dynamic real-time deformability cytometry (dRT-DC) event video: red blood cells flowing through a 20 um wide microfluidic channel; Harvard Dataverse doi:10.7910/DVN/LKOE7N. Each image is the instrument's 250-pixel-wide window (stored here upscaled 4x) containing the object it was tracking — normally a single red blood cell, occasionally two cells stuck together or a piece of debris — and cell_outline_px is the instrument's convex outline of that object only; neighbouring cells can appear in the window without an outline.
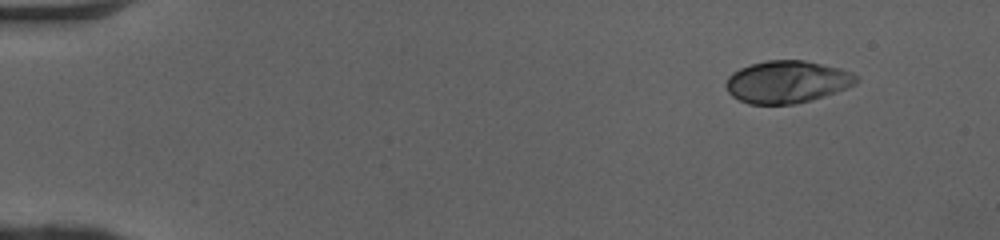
{"species": "human", "species_latin": "Homo sapiens", "temperature_condition": "cold", "stored_images_in_passage": 46, "camera_frame_rate_fps": 3000, "um_per_image_px": 0.085, "donor": {"sex": "female"}, "frame": {"image": 1, "passage_image": 1, "time_ms": 0.0, "image_size_px": [1000, 240], "cell_outline_px": [[860, 80], [856, 84], [824, 96], [812, 100], [792, 104], [748, 104], [732, 96], [728, 92], [724, 84], [728, 76], [732, 72], [740, 68], [752, 64], [768, 60], [804, 60], [840, 68], [852, 72], [860, 76]], "centroid_in_image_um": [66.91, 6.95], "position_along_channel_um": 18.1, "area_um2": 32.31}}
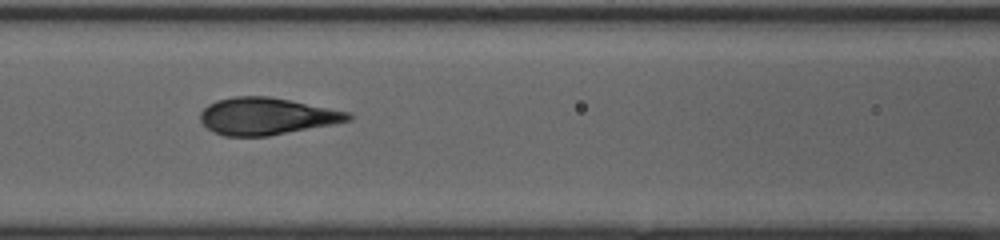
{"frame": {"image": 2, "passage_image": 19, "time_ms": 6.0, "image_size_px": [1000, 240], "cell_outline_px": [[352, 120], [332, 124], [268, 136], [224, 136], [208, 128], [200, 120], [200, 112], [208, 104], [216, 100], [232, 96], [268, 96], [352, 112]], "centroid_in_image_um": [22.66, 9.87], "position_along_channel_um": 143.9, "area_um2": 31.85}}
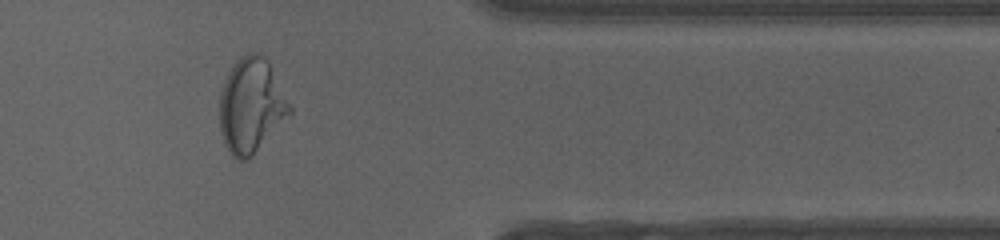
{"frame": {"image": 3, "passage_image": 38, "time_ms": 12.333, "image_size_px": [1000, 240], "cell_outline_px": [[292, 116], [248, 160], [240, 160], [232, 156], [224, 144], [220, 132], [220, 92], [224, 80], [228, 72], [236, 60], [240, 56], [248, 52], [256, 52], [264, 56], [268, 60], [292, 108]], "centroid_in_image_um": [21.37, 8.99], "position_along_channel_um": 390.0, "area_um2": 39.25}, "authors_computed_cell_mechanics": {"area_um2": 31.9634, "velocity_mm_per_s": 4.0944, "shape_relaxation_time_tau1_ms": 6.6992, "shape_relaxation_time_tau2_ms": null, "deformation_change_tau1": 0.2619, "deformation_change_tau2": null}}